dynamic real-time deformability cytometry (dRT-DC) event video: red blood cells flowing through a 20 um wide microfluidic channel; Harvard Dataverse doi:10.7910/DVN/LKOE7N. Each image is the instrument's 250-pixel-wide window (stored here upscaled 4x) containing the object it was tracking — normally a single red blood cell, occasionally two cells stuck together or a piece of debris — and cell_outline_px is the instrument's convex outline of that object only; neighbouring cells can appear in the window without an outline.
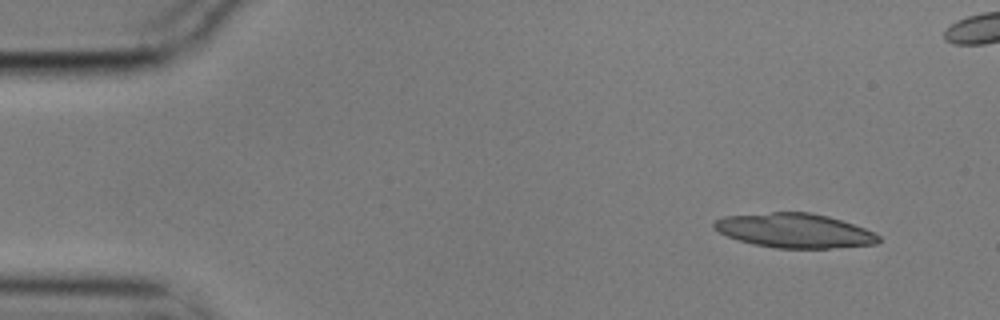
{"species": "common noctule bat (a hibernating species)", "species_latin": "Nyctalus noctula", "temperature_condition": "cold", "stored_images_in_passage": 6, "camera_frame_rate_fps": 3000, "um_per_image_px": 0.085, "animal": {"sex": "male", "body_mass_g": 17.9}, "frame": {"image": 1, "passage_image": 2, "time_ms": 0.333, "image_size_px": [1000, 320], "cell_outline_px": [[880, 240], [876, 244], [828, 248], [776, 248], [752, 244], [728, 236], [712, 228], [712, 224], [716, 220], [724, 216], [772, 212], [812, 212], [828, 216], [864, 228], [880, 236]], "centroid_in_image_um": [67.51, 19.6], "position_along_channel_um": 17.5, "area_um2": 32.77}}